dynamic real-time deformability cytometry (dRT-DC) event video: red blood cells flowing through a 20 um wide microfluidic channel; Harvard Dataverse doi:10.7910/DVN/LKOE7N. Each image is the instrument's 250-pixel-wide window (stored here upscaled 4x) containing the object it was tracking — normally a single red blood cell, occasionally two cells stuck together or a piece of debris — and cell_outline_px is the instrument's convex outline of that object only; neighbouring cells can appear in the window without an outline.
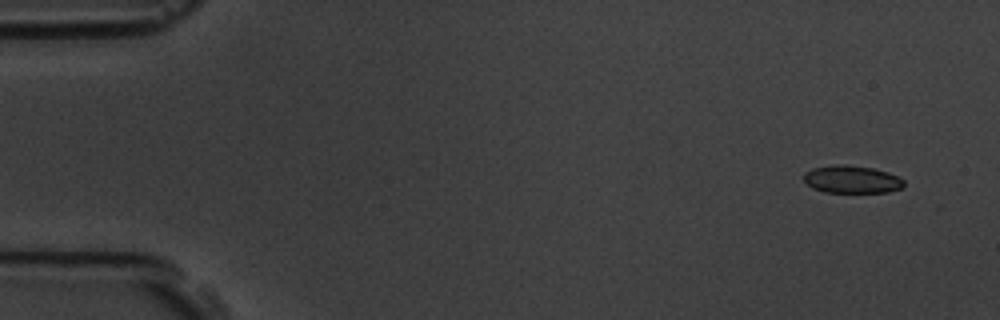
{"species": "common noctule bat (a hibernating species)", "species_latin": "Nyctalus noctula", "temperature_condition": "room temperature", "stored_images_in_passage": 7, "camera_frame_rate_fps": 3000, "um_per_image_px": 0.085, "animal": {"sex": "male", "body_mass_g": 19.5, "forearm_length_mm": 54.6}, "frame": {"image": 1, "passage_image": 1, "time_ms": 0.0, "image_size_px": [1000, 320], "cell_outline_px": [[904, 188], [888, 192], [824, 192], [812, 188], [804, 180], [804, 172], [812, 168], [836, 164], [848, 164], [872, 168], [888, 172], [904, 180]], "centroid_in_image_um": [72.4, 15.24], "position_along_channel_um": 12.6, "area_um2": 16.24}}
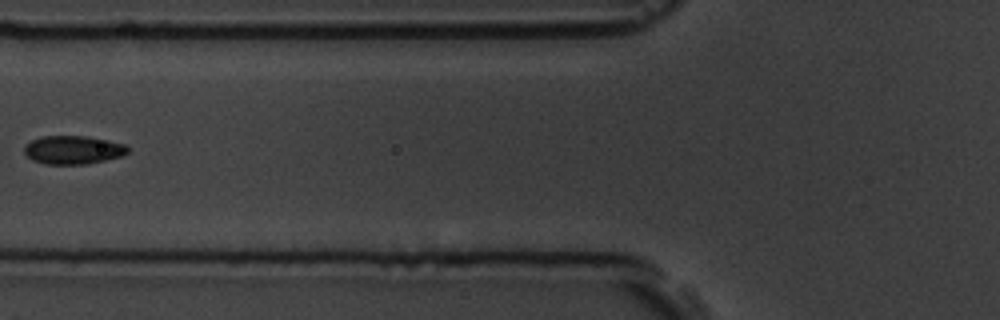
{"frame": {"image": 2, "passage_image": 6, "time_ms": 6.0, "image_size_px": [1000, 320], "cell_outline_px": [[128, 152], [124, 156], [88, 164], [44, 164], [32, 160], [24, 152], [24, 144], [32, 140], [44, 136], [84, 136], [108, 140], [124, 144], [128, 148]], "centroid_in_image_um": [6.21, 12.75], "position_along_channel_um": 119.6, "area_um2": 17.22}}
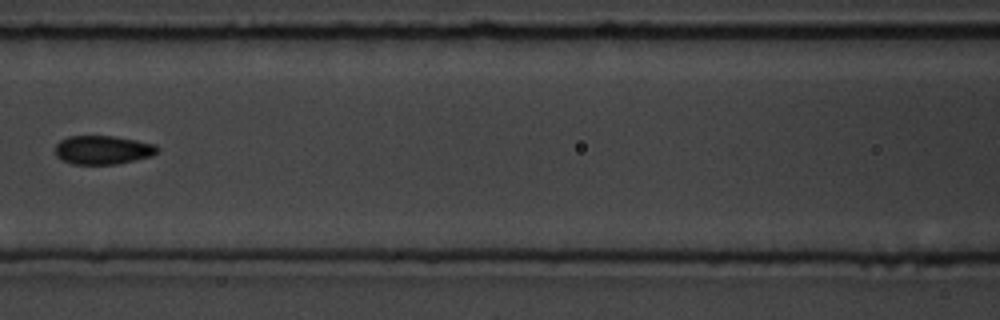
{"frame": {"image": 3, "passage_image": 7, "time_ms": 7.0, "image_size_px": [1000, 320], "cell_outline_px": [[160, 148], [152, 156], [116, 164], [72, 164], [56, 156], [56, 144], [60, 140], [68, 136], [112, 136], [136, 140], [156, 144]], "centroid_in_image_um": [8.75, 12.74], "position_along_channel_um": 157.9, "area_um2": 17.05}}